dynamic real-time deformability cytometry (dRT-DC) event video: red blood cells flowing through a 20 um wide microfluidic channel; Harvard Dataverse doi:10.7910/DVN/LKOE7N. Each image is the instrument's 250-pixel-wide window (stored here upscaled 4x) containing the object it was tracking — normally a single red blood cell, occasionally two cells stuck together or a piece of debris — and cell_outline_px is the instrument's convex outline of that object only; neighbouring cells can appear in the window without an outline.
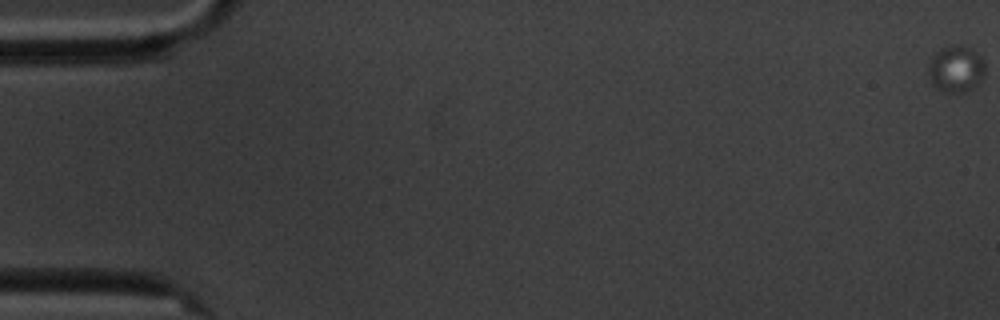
{"species": "common noctule bat (a hibernating species)", "species_latin": "Nyctalus noctula", "temperature_condition": "cold", "stored_images_in_passage": 6, "camera_frame_rate_fps": 3000, "um_per_image_px": 0.085, "animal": {"sex": "male", "body_mass_g": 20.1, "forearm_length_mm": 53.5}, "frame": {"image": 1, "passage_image": 1, "time_ms": 0.0, "image_size_px": [1000, 320], "cell_outline_px": [[984, 76], [972, 88], [964, 92], [952, 92], [936, 88], [932, 84], [928, 72], [928, 64], [932, 56], [940, 48], [956, 44], [964, 44], [972, 48], [984, 60]], "centroid_in_image_um": [81.25, 5.81], "position_along_channel_um": 3.7, "area_um2": 15.49}}